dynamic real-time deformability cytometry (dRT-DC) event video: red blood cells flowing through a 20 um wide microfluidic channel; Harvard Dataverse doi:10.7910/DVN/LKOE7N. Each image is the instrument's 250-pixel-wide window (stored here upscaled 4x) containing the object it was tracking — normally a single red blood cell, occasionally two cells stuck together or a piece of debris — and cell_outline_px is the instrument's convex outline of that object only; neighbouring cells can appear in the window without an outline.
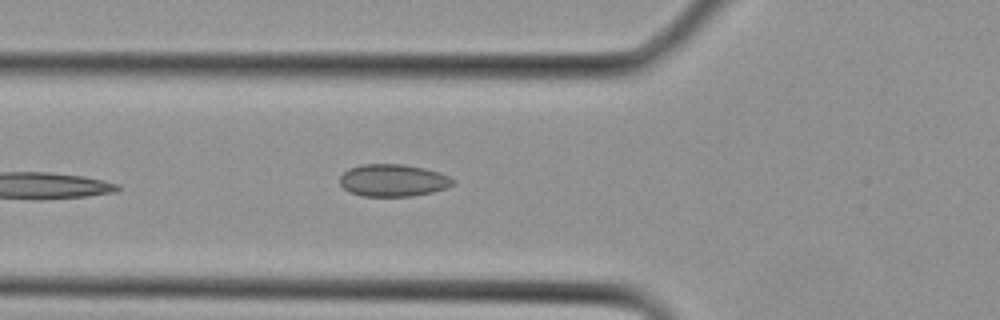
{"species": "Egyptian fruit bat (a non-hibernating species)", "species_latin": "Rousettus aegyptiacus", "temperature_condition": "cold", "stored_images_in_passage": 12, "camera_frame_rate_fps": 3000, "um_per_image_px": 0.085, "animal": {"sex": "female"}, "frame": {"image": 1, "passage_image": 12, "time_ms": 3.667, "image_size_px": [1000, 320], "cell_outline_px": [[456, 180], [452, 184], [444, 188], [432, 192], [412, 196], [360, 196], [348, 192], [340, 184], [340, 176], [348, 168], [360, 164], [404, 164], [424, 168], [440, 172]], "centroid_in_image_um": [33.37, 15.32], "position_along_channel_um": 92.4, "area_um2": 21.39}}